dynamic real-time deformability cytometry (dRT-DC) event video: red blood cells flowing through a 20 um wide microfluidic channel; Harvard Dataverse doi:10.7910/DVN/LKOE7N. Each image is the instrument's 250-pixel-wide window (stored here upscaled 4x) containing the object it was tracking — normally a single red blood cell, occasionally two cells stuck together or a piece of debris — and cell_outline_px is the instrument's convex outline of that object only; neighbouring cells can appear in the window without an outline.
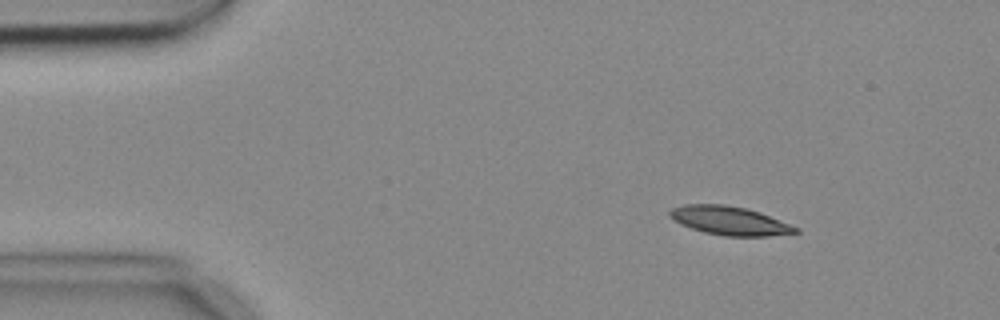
{"species": "common noctule bat (a hibernating species)", "species_latin": "Nyctalus noctula", "temperature_condition": "cold", "stored_images_in_passage": 3, "camera_frame_rate_fps": 3000, "um_per_image_px": 0.085, "animal": {"sex": "female", "body_mass_g": 18.4}, "frame": {"image": 1, "passage_image": 1, "time_ms": 0.0, "image_size_px": [1000, 320], "cell_outline_px": [[800, 232], [768, 236], [724, 236], [704, 232], [680, 224], [672, 220], [668, 216], [668, 212], [672, 208], [684, 204], [724, 204], [744, 208], [760, 212], [800, 228]], "centroid_in_image_um": [61.99, 18.76], "position_along_channel_um": 23.0, "area_um2": 21.1}}
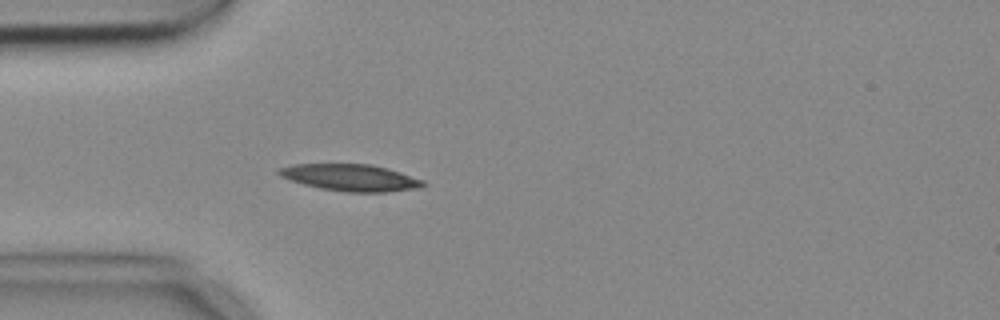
{"frame": {"image": 2, "passage_image": 3, "time_ms": 0.667, "image_size_px": [1000, 320], "cell_outline_px": [[428, 184], [420, 188], [384, 192], [348, 192], [320, 188], [304, 184], [280, 176], [276, 172], [280, 168], [296, 164], [372, 164], [400, 172], [424, 180]], "centroid_in_image_um": [29.85, 15.1], "position_along_channel_um": 55.2, "area_um2": 22.37}}